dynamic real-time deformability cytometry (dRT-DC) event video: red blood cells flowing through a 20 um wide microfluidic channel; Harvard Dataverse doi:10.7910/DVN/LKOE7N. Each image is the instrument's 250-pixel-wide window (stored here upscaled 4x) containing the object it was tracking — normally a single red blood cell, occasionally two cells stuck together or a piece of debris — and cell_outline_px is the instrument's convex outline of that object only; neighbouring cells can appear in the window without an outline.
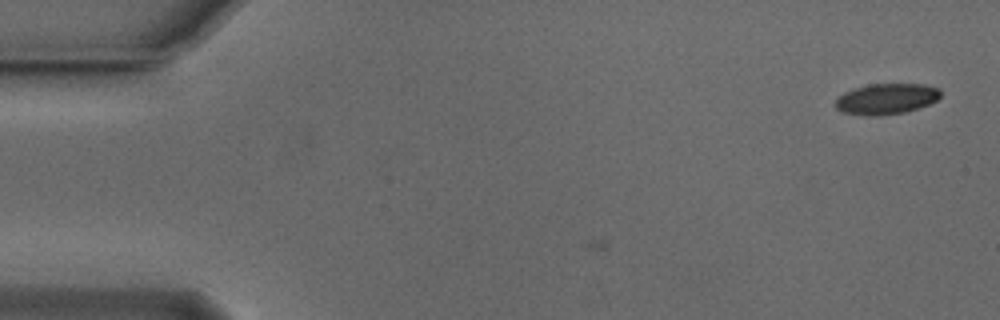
{"species": "Egyptian fruit bat (a non-hibernating species)", "species_latin": "Rousettus aegyptiacus", "temperature_condition": "cold", "stored_images_in_passage": 6, "camera_frame_rate_fps": 3000, "um_per_image_px": 0.085, "animal": {"sex": "male"}, "frame": {"image": 1, "passage_image": 6, "time_ms": 1.667, "image_size_px": [1000, 320], "cell_outline_px": [[940, 96], [936, 100], [928, 104], [904, 112], [876, 116], [864, 116], [844, 112], [836, 108], [832, 104], [836, 96], [844, 92], [856, 88], [872, 84], [920, 84], [936, 88], [940, 92]], "centroid_in_image_um": [75.24, 8.41], "position_along_channel_um": 9.8, "area_um2": 18.73}}